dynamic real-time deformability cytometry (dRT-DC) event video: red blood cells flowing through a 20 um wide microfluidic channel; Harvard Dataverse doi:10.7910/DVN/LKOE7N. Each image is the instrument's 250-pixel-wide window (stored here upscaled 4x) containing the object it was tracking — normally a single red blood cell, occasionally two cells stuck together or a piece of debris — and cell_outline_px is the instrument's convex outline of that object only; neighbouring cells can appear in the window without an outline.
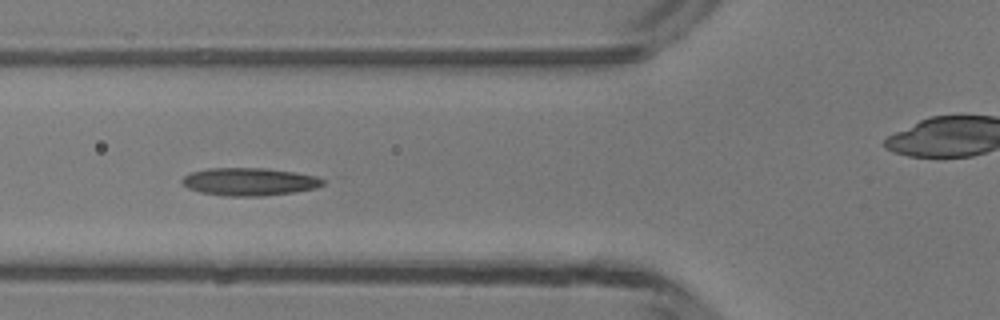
{"species": "common noctule bat (a hibernating species)", "species_latin": "Nyctalus noctula", "temperature_condition": "room temperature", "stored_images_in_passage": 5, "camera_frame_rate_fps": 3000, "um_per_image_px": 0.085, "animal": {"sex": "male", "body_mass_g": 13.3}, "frame": {"image": 1, "passage_image": 5, "time_ms": 4.667, "image_size_px": [1000, 320], "cell_outline_px": [[324, 184], [316, 188], [292, 192], [264, 196], [224, 196], [200, 192], [188, 188], [180, 180], [184, 176], [192, 172], [208, 168], [264, 168], [292, 172], [316, 176], [324, 180]], "centroid_in_image_um": [21.17, 15.45], "position_along_channel_um": 104.6, "area_um2": 22.66}}